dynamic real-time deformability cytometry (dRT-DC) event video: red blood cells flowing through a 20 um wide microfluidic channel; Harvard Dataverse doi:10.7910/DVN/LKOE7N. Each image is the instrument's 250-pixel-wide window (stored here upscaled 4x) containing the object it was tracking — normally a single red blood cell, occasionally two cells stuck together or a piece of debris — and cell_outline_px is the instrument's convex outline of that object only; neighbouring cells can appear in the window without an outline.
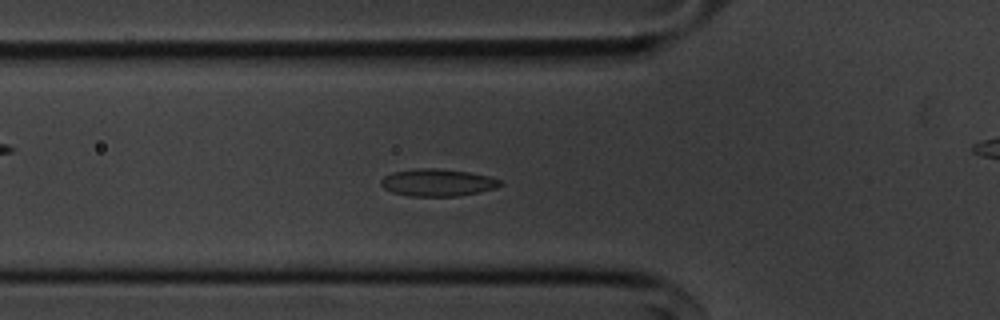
{"species": "common noctule bat (a hibernating species)", "species_latin": "Nyctalus noctula", "temperature_condition": "cold", "stored_images_in_passage": 49, "camera_frame_rate_fps": 3000, "um_per_image_px": 0.085, "animal": {"sex": "male", "body_mass_g": 20.1, "forearm_length_mm": 53.5}, "frame": {"image": 1, "passage_image": 18, "time_ms": 5.667, "image_size_px": [1000, 320], "cell_outline_px": [[504, 184], [496, 188], [480, 192], [460, 196], [408, 196], [392, 192], [384, 188], [380, 184], [380, 180], [384, 176], [392, 172], [420, 168], [436, 168], [468, 172], [488, 176], [504, 180]], "centroid_in_image_um": [37.22, 15.52], "position_along_channel_um": 88.6, "area_um2": 19.13}}
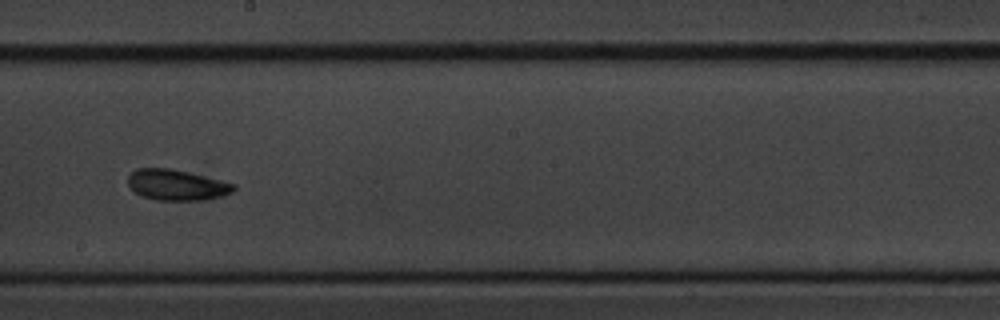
{"frame": {"image": 2, "passage_image": 30, "time_ms": 9.667, "image_size_px": [1000, 320], "cell_outline_px": [[236, 188], [232, 192], [220, 196], [204, 200], [156, 200], [144, 196], [136, 192], [128, 184], [128, 176], [136, 168], [172, 168], [236, 184]], "centroid_in_image_um": [15.02, 15.71], "position_along_channel_um": 233.2, "area_um2": 18.79}}
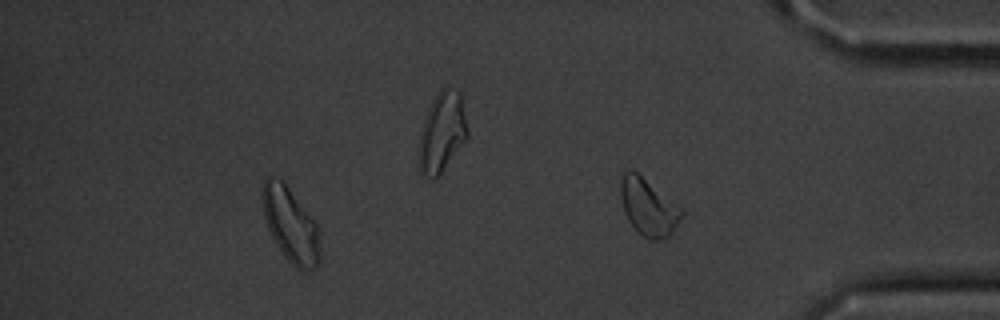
{"frame": {"image": 3, "passage_image": 43, "time_ms": 14.0, "image_size_px": [1000, 320], "cell_outline_px": [[320, 260], [316, 268], [296, 268], [284, 256], [276, 244], [268, 228], [264, 216], [260, 200], [264, 180], [268, 176], [272, 176], [280, 180], [288, 188], [316, 224], [320, 252]], "centroid_in_image_um": [24.65, 19.11], "position_along_channel_um": 410.6, "area_um2": 24.39}, "authors_computed_cell_mechanics": {"area_um2": 19.074, "velocity_mm_per_s": 3.6025, "shape_relaxation_time_tau1_ms": null, "shape_relaxation_time_tau2_ms": 2.8891, "deformation_change_tau1": null, "deformation_change_tau2": 0.0805}}